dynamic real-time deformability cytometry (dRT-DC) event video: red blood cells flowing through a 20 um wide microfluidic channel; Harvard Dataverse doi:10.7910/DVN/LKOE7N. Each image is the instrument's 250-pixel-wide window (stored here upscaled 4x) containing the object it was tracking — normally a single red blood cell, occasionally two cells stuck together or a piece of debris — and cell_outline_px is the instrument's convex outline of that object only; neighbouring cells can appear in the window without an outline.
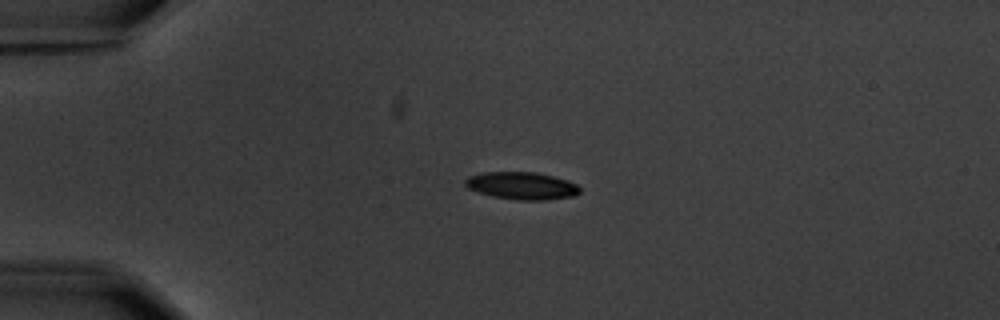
{"species": "common noctule bat (a hibernating species)", "species_latin": "Nyctalus noctula", "temperature_condition": "warm", "stored_images_in_passage": 2, "camera_frame_rate_fps": 3000, "um_per_image_px": 0.085, "animal": {"sex": "male", "body_mass_g": 20.1, "forearm_length_mm": 53.5}, "frame": {"image": 1, "passage_image": 1, "time_ms": 0.0, "image_size_px": [1000, 320], "cell_outline_px": [[580, 192], [572, 196], [544, 200], [520, 200], [492, 196], [468, 188], [464, 184], [464, 180], [468, 176], [484, 172], [536, 172], [568, 180], [576, 184], [580, 188]], "centroid_in_image_um": [44.34, 15.78], "position_along_channel_um": 40.7, "area_um2": 18.21}}